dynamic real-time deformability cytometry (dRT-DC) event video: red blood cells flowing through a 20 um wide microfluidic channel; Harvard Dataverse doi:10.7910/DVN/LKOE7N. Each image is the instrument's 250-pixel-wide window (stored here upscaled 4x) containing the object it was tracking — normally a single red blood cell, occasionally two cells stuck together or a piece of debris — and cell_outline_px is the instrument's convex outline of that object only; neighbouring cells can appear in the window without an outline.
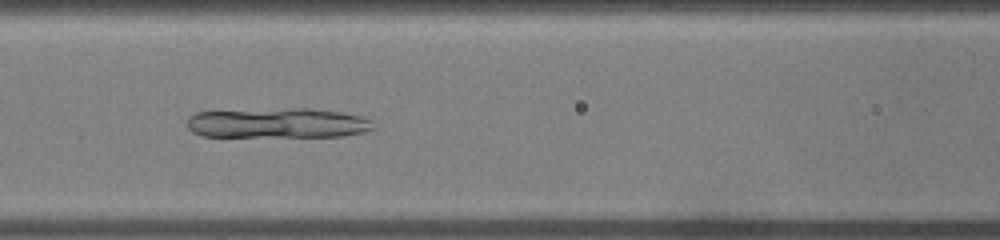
{"species": "common noctule bat (a hibernating species)", "species_latin": "Nyctalus noctula", "temperature_condition": "warm", "stored_images_in_passage": 27, "camera_frame_rate_fps": 3000, "um_per_image_px": 0.085, "animal": {"sex": "male", "body_mass_g": 19.0, "forearm_length_mm": 50.8}, "frame": {"image": 1, "passage_image": 6, "time_ms": 1.667, "image_size_px": [1000, 240], "cell_outline_px": [[376, 128], [364, 132], [344, 136], [200, 136], [192, 132], [188, 128], [188, 116], [196, 112], [292, 108], [312, 108], [340, 112], [360, 116], [372, 120]], "centroid_in_image_um": [23.63, 10.46], "position_along_channel_um": 143.0, "area_um2": 32.6}}
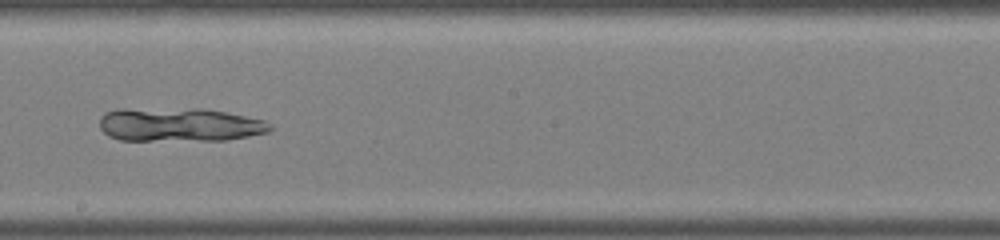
{"frame": {"image": 2, "passage_image": 11, "time_ms": 3.333, "image_size_px": [1000, 240], "cell_outline_px": [[272, 128], [268, 132], [248, 136], [224, 140], [120, 140], [108, 136], [100, 128], [100, 116], [104, 112], [120, 108], [204, 108], [264, 120], [272, 124]], "centroid_in_image_um": [15.21, 10.58], "position_along_channel_um": 233.0, "area_um2": 33.81}}
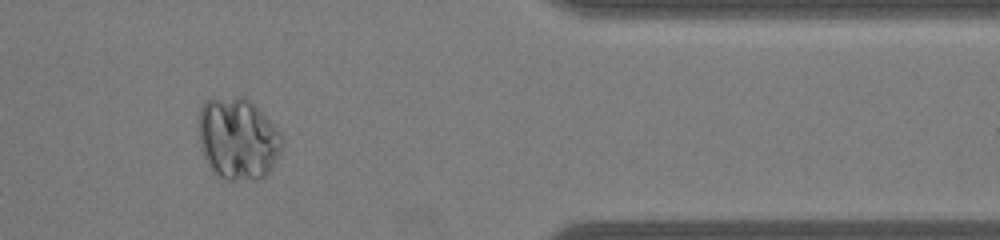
{"frame": {"image": 3, "passage_image": 21, "time_ms": 6.667, "image_size_px": [1000, 240], "cell_outline_px": [[284, 144], [280, 152], [268, 172], [260, 180], [228, 180], [216, 176], [208, 164], [204, 156], [200, 140], [200, 108], [208, 100], [240, 96], [244, 96], [280, 132], [284, 140]], "centroid_in_image_um": [20.24, 11.84], "position_along_channel_um": 391.2, "area_um2": 39.25}}